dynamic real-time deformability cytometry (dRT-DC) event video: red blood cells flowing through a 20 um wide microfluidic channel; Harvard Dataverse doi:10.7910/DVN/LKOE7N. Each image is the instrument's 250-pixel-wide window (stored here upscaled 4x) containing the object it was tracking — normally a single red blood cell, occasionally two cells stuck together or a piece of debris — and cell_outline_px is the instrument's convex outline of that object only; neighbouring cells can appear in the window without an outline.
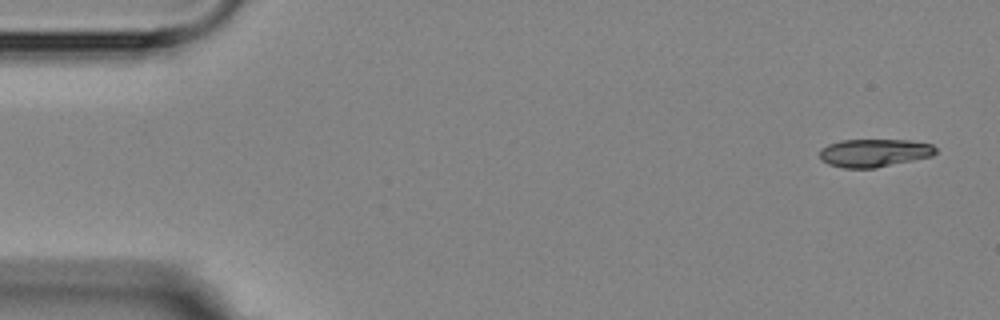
{"species": "Egyptian fruit bat (a non-hibernating species)", "species_latin": "Rousettus aegyptiacus", "temperature_condition": "room temperature", "stored_images_in_passage": 5, "camera_frame_rate_fps": 3000, "um_per_image_px": 0.085, "animal": {"sex": "female"}, "frame": {"image": 1, "passage_image": 1, "time_ms": 0.0, "image_size_px": [1000, 320], "cell_outline_px": [[936, 152], [932, 156], [876, 168], [844, 168], [828, 164], [820, 156], [820, 148], [828, 144], [840, 140], [908, 140], [932, 144], [936, 148]], "centroid_in_image_um": [74.31, 12.99], "position_along_channel_um": 10.7, "area_um2": 18.9}}